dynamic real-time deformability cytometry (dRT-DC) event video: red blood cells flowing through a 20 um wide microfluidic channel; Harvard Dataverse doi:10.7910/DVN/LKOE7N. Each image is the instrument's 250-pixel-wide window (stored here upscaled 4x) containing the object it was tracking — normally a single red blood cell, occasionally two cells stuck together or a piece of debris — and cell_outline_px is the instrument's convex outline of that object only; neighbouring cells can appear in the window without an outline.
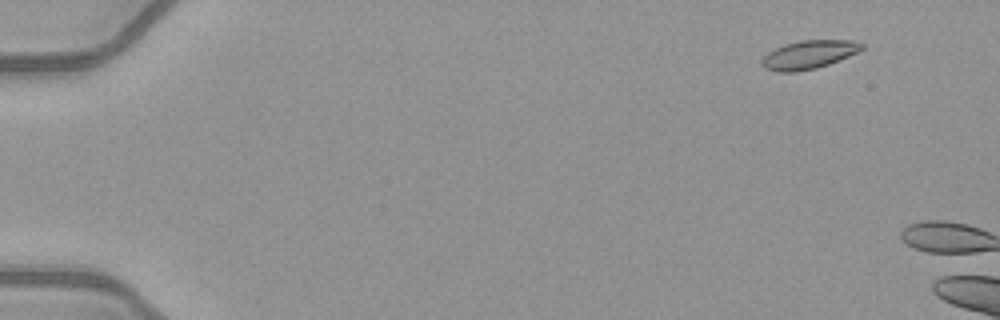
{"species": "common noctule bat (a hibernating species)", "species_latin": "Nyctalus noctula", "temperature_condition": "warm", "stored_images_in_passage": 9, "camera_frame_rate_fps": 3000, "um_per_image_px": 0.085, "animal": {"sex": "female", "body_mass_g": 21.9}, "frame": {"image": 1, "passage_image": 6, "time_ms": 1.667, "image_size_px": [1000, 320], "cell_outline_px": [[864, 48], [848, 56], [828, 64], [816, 68], [796, 72], [776, 72], [764, 68], [760, 60], [768, 52], [784, 44], [800, 40], [856, 40], [864, 44]], "centroid_in_image_um": [68.73, 4.64], "position_along_channel_um": 16.3, "area_um2": 16.59}}